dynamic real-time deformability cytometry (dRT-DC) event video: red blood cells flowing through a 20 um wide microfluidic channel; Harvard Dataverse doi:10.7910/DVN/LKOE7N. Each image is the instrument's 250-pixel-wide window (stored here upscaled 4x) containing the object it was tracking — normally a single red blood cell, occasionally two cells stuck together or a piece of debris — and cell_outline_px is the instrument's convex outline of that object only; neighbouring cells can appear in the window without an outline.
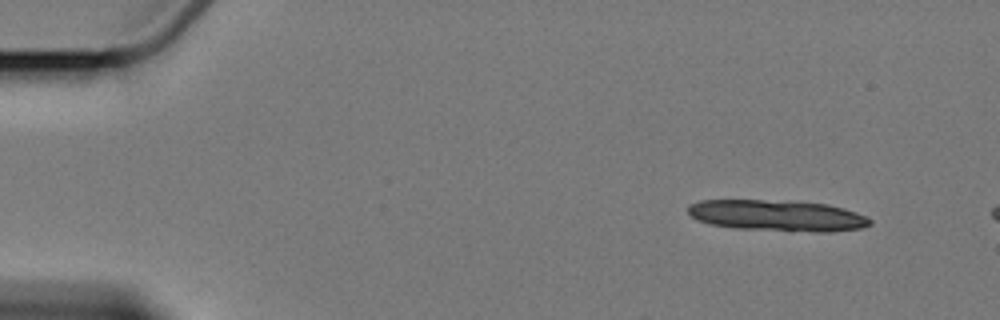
{"species": "Egyptian fruit bat (a non-hibernating species)", "species_latin": "Rousettus aegyptiacus", "temperature_condition": "cold", "stored_images_in_passage": 5, "camera_frame_rate_fps": 3000, "um_per_image_px": 0.085, "animal": {"sex": "female"}, "frame": {"image": 1, "passage_image": 1, "time_ms": 0.0, "image_size_px": [1000, 320], "cell_outline_px": [[872, 224], [860, 228], [832, 232], [812, 232], [732, 228], [708, 224], [696, 220], [688, 212], [688, 204], [700, 200], [764, 200], [828, 204], [844, 208], [868, 216], [872, 220]], "centroid_in_image_um": [66.06, 18.33], "position_along_channel_um": 18.9, "area_um2": 33.23}}